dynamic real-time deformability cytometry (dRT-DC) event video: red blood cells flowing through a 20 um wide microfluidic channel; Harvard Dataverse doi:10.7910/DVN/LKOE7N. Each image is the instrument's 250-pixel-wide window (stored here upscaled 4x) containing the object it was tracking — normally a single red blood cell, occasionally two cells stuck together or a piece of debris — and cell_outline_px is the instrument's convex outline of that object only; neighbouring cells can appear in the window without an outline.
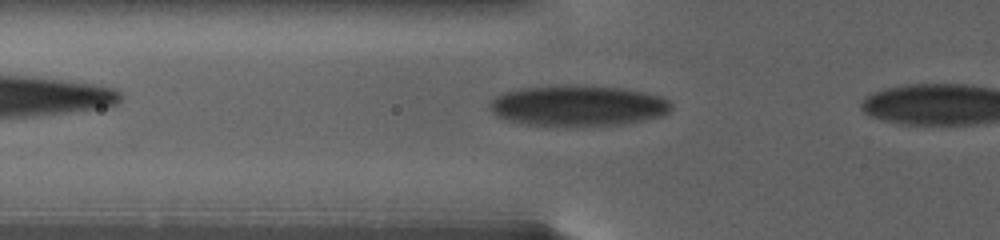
{"species": "human", "species_latin": "Homo sapiens", "temperature_condition": "warm", "stored_images_in_passage": 79, "camera_frame_rate_fps": 3000, "um_per_image_px": 0.085, "donor": {"sex": "female"}, "frame": {"image": 1, "passage_image": 23, "time_ms": 4.333, "image_size_px": [1000, 240], "cell_outline_px": [[672, 108], [668, 112], [660, 116], [644, 120], [620, 124], [584, 128], [564, 128], [520, 124], [496, 116], [488, 108], [488, 104], [500, 92], [516, 88], [568, 84], [580, 84], [620, 88], [660, 96], [668, 100], [672, 104]], "centroid_in_image_um": [49.03, 9.01], "position_along_channel_um": 76.8, "area_um2": 44.62}}
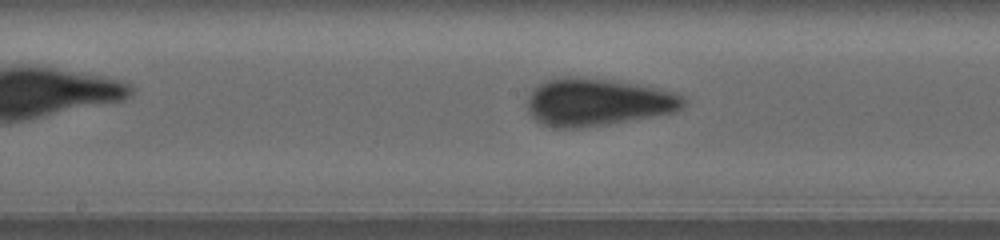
{"frame": {"image": 2, "passage_image": 41, "time_ms": 9.0, "image_size_px": [1000, 240], "cell_outline_px": [[684, 104], [680, 108], [672, 112], [608, 124], [580, 128], [552, 128], [540, 124], [528, 112], [528, 96], [532, 88], [536, 84], [544, 80], [564, 76], [576, 76], [612, 80], [636, 84], [668, 92], [680, 96], [684, 100]], "centroid_in_image_um": [50.64, 8.68], "position_along_channel_um": 197.6, "area_um2": 42.95}}
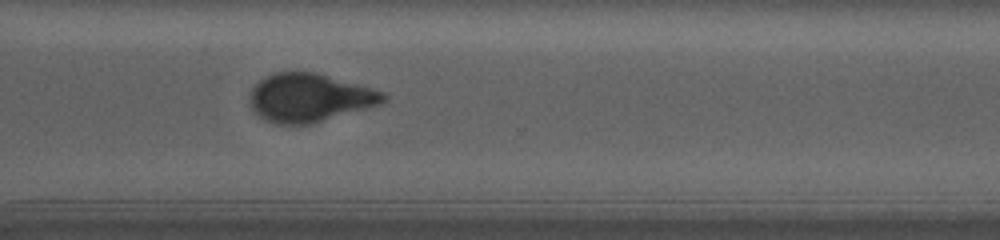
{"frame": {"image": 3, "passage_image": 70, "time_ms": 14.667, "image_size_px": [1000, 240], "cell_outline_px": [[388, 96], [380, 104], [308, 124], [276, 124], [264, 120], [256, 116], [252, 112], [248, 100], [252, 88], [260, 80], [276, 72], [316, 72], [372, 88], [384, 92]], "centroid_in_image_um": [26.24, 8.31], "position_along_channel_um": 344.4, "area_um2": 37.45}}